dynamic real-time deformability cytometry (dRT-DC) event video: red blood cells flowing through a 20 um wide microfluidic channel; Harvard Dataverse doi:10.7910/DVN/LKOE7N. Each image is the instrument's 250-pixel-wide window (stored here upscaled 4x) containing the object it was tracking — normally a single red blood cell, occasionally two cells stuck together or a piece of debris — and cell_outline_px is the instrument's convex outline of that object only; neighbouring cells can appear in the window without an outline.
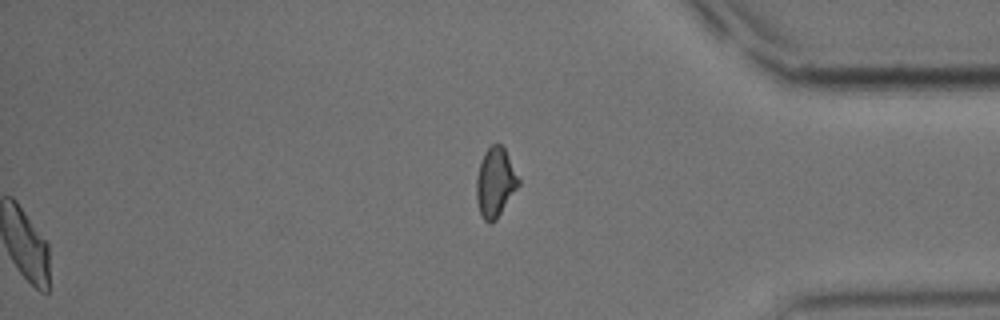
{"species": "common noctule bat (a hibernating species)", "species_latin": "Nyctalus noctula", "temperature_condition": "cold", "stored_images_in_passage": 56, "segment_of_instrument_passage": [2, 2], "camera_frame_rate_fps": 3000, "um_per_image_px": 0.085, "animal": {"sex": "male", "body_mass_g": 15.6}, "frame": {"image": 1, "passage_image": 56, "time_ms": 18.333, "image_size_px": [1000, 320], "cell_outline_px": [[520, 184], [496, 220], [492, 224], [488, 224], [484, 220], [480, 212], [476, 196], [476, 180], [480, 164], [484, 152], [492, 144], [500, 144], [504, 148], [520, 180]], "centroid_in_image_um": [42.1, 15.53], "position_along_channel_um": 393.1, "area_um2": 16.88}}